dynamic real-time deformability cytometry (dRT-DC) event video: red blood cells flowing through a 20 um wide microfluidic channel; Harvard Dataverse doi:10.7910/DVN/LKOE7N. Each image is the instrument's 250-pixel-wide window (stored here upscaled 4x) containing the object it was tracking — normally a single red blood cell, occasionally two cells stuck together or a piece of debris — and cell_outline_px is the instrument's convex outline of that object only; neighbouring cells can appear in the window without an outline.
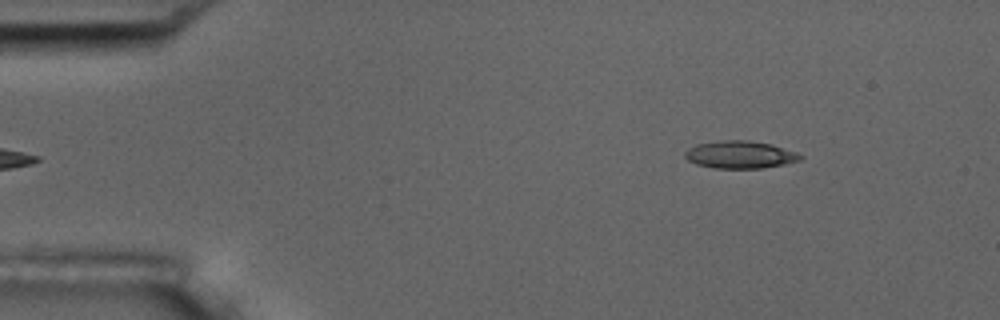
{"species": "common noctule bat (a hibernating species)", "species_latin": "Nyctalus noctula", "temperature_condition": "room temperature", "stored_images_in_passage": 6, "camera_frame_rate_fps": 3000, "um_per_image_px": 0.085, "animal": {"sex": "male", "body_mass_g": 17.5, "forearm_length_mm": 52.3}, "frame": {"image": 1, "passage_image": 6, "time_ms": 6.0, "image_size_px": [1000, 320], "cell_outline_px": [[804, 156], [800, 160], [784, 164], [764, 168], [712, 168], [696, 164], [688, 160], [684, 156], [684, 152], [688, 148], [696, 144], [720, 140], [748, 140], [772, 144], [796, 152]], "centroid_in_image_um": [62.89, 13.14], "position_along_channel_um": 22.1, "area_um2": 18.61}}